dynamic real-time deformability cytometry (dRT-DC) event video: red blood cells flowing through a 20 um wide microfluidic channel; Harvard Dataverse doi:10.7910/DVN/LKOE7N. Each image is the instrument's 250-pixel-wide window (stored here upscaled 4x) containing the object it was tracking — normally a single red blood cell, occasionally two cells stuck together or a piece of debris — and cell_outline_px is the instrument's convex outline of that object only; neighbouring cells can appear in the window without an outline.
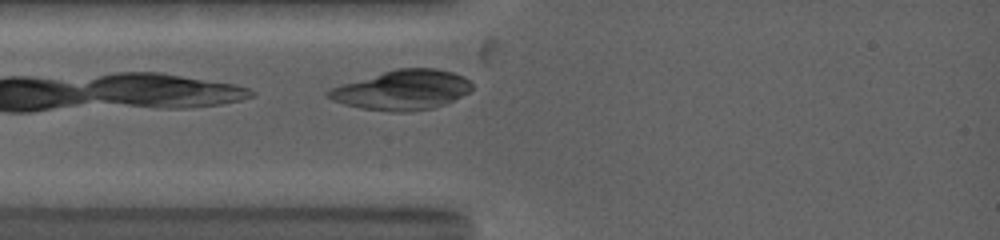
{"species": "common noctule bat (a hibernating species)", "species_latin": "Nyctalus noctula", "temperature_condition": "warm", "stored_images_in_passage": 8, "camera_frame_rate_fps": 5000, "um_per_image_px": 0.085, "animal": {"sex": "female", "body_mass_g": 19.0, "forearm_length_mm": 53.3}, "frame": {"image": 1, "passage_image": 2, "time_ms": 0.6, "image_size_px": [1000, 240], "cell_outline_px": [[472, 88], [468, 92], [444, 104], [432, 108], [404, 112], [392, 112], [360, 108], [344, 104], [332, 100], [324, 96], [324, 92], [328, 88], [396, 68], [436, 68], [452, 72], [464, 76], [472, 84]], "centroid_in_image_um": [34.13, 7.64], "position_along_channel_um": 50.9, "area_um2": 33.23}}